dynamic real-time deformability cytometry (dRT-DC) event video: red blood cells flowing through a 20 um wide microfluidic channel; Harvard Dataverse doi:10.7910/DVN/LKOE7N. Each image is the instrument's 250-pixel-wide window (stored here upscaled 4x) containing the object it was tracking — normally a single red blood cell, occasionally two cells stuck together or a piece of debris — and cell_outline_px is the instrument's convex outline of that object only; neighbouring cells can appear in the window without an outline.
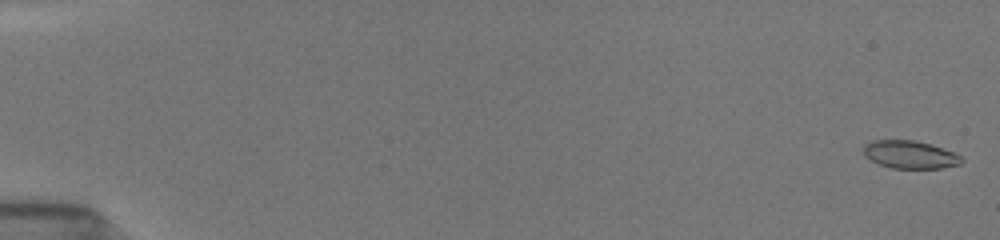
{"species": "common noctule bat (a hibernating species)", "species_latin": "Nyctalus noctula", "temperature_condition": "room temperature", "stored_images_in_passage": 53, "camera_frame_rate_fps": 3000, "um_per_image_px": 0.085, "animal": {"sex": "female", "body_mass_g": 19.5, "forearm_length_mm": 54.1}, "frame": {"image": 1, "passage_image": 1, "time_ms": 0.0, "image_size_px": [1000, 240], "cell_outline_px": [[964, 160], [960, 164], [940, 168], [892, 168], [880, 164], [864, 156], [860, 148], [864, 144], [872, 140], [916, 140], [932, 144], [952, 152], [960, 156]], "centroid_in_image_um": [77.3, 13.12], "position_along_channel_um": 7.7, "area_um2": 16.01}}
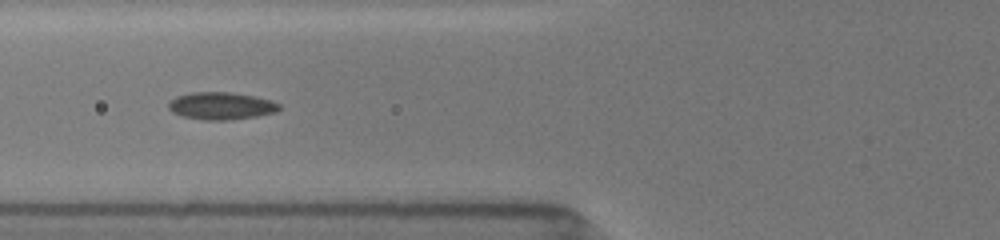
{"frame": {"image": 2, "passage_image": 22, "time_ms": 7.0, "image_size_px": [1000, 240], "cell_outline_px": [[280, 108], [276, 112], [256, 116], [228, 120], [204, 120], [180, 116], [172, 112], [168, 108], [168, 104], [176, 96], [192, 92], [232, 92], [252, 96], [268, 100], [280, 104]], "centroid_in_image_um": [18.76, 9.0], "position_along_channel_um": 107.0, "area_um2": 17.57}}
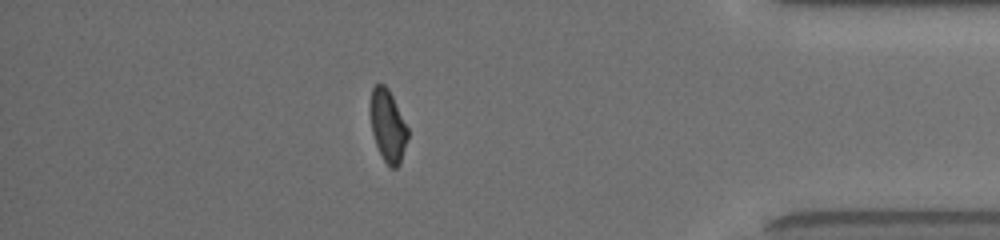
{"frame": {"image": 3, "passage_image": 47, "time_ms": 15.333, "image_size_px": [1000, 240], "cell_outline_px": [[408, 136], [400, 164], [396, 168], [392, 168], [384, 160], [376, 144], [372, 132], [368, 112], [368, 108], [372, 88], [376, 84], [384, 84], [388, 88], [408, 128]], "centroid_in_image_um": [32.93, 10.66], "position_along_channel_um": 402.3, "area_um2": 15.84}, "authors_computed_cell_mechanics": {"area_um2": 16.762, "velocity_mm_per_s": 3.9186, "shape_relaxation_time_tau1_ms": null, "shape_relaxation_time_tau2_ms": 4.3195, "deformation_change_tau1": null, "deformation_change_tau2": 0.0732}}